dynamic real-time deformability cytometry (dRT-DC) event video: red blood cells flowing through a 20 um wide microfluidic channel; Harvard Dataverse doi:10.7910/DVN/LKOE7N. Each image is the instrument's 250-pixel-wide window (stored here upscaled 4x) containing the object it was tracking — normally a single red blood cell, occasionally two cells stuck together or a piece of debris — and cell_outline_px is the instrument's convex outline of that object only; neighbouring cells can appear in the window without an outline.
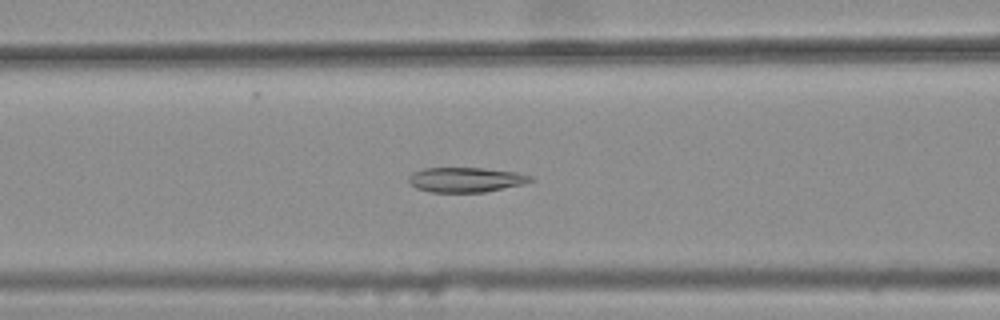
{"species": "common noctule bat (a hibernating species)", "species_latin": "Nyctalus noctula", "temperature_condition": "warm", "stored_images_in_passage": 45, "camera_frame_rate_fps": 3000, "um_per_image_px": 0.085, "animal": {"sex": "female", "body_mass_g": 25.1}, "frame": {"image": 1, "passage_image": 20, "time_ms": 6.333, "image_size_px": [1000, 320], "cell_outline_px": [[536, 180], [524, 184], [484, 192], [428, 192], [416, 188], [408, 180], [408, 176], [424, 168], [484, 168], [516, 172], [532, 176]], "centroid_in_image_um": [39.63, 15.28], "position_along_channel_um": 127.0, "area_um2": 17.63}}
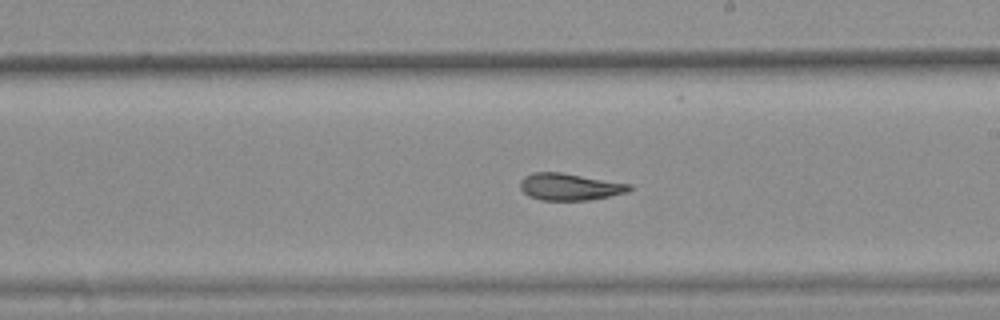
{"frame": {"image": 2, "passage_image": 29, "time_ms": 9.333, "image_size_px": [1000, 320], "cell_outline_px": [[632, 188], [628, 192], [588, 200], [540, 200], [528, 196], [520, 188], [520, 180], [524, 176], [532, 172], [560, 172], [632, 184]], "centroid_in_image_um": [48.4, 15.87], "position_along_channel_um": 240.6, "area_um2": 17.17}}
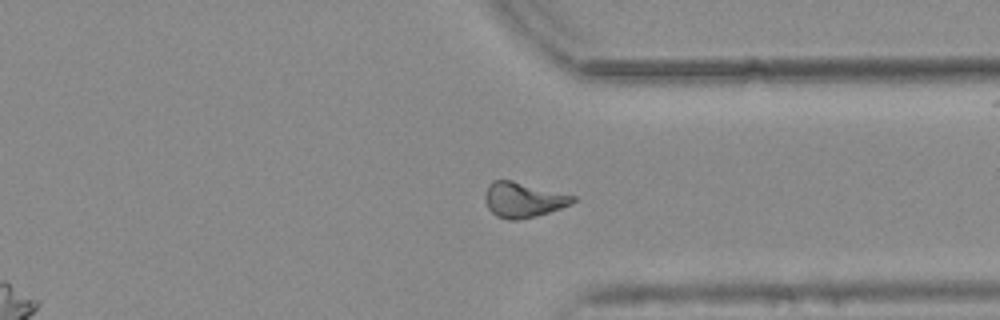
{"frame": {"image": 3, "passage_image": 39, "time_ms": 12.667, "image_size_px": [1000, 320], "cell_outline_px": [[576, 200], [572, 204], [536, 216], [520, 220], [508, 220], [496, 216], [488, 208], [484, 200], [484, 196], [488, 184], [492, 180], [512, 180], [576, 196]], "centroid_in_image_um": [44.45, 16.98], "position_along_channel_um": 366.9, "area_um2": 18.09}, "authors_computed_cell_mechanics": {"area_um2": 17.8602, "velocity_mm_per_s": 3.7949, "shape_relaxation_time_tau1_ms": null, "shape_relaxation_time_tau2_ms": 3.0174, "deformation_change_tau1": null, "deformation_change_tau2": 0.0741}}